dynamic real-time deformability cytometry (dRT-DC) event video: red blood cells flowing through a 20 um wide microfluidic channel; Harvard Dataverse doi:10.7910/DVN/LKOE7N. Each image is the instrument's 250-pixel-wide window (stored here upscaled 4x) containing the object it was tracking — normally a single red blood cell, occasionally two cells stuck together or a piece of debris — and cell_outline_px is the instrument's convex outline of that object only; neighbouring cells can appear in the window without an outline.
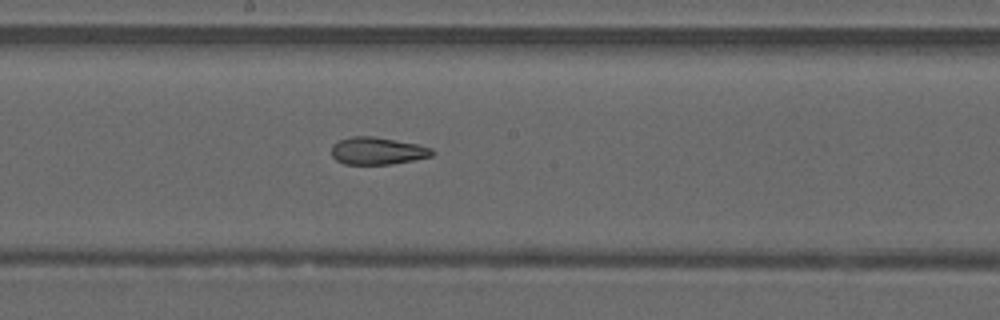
{"species": "common noctule bat (a hibernating species)", "species_latin": "Nyctalus noctula", "temperature_condition": "warm", "stored_images_in_passage": 30, "camera_frame_rate_fps": 3000, "um_per_image_px": 0.085, "animal": {"sex": "male", "forearm_length_mm": 52.5}, "frame": {"image": 1, "passage_image": 26, "time_ms": 8.333, "image_size_px": [1000, 320], "cell_outline_px": [[436, 152], [432, 156], [392, 164], [344, 164], [336, 160], [332, 156], [332, 144], [340, 140], [352, 136], [372, 136], [420, 144], [432, 148]], "centroid_in_image_um": [32.1, 12.82], "position_along_channel_um": 216.1, "area_um2": 16.13}}